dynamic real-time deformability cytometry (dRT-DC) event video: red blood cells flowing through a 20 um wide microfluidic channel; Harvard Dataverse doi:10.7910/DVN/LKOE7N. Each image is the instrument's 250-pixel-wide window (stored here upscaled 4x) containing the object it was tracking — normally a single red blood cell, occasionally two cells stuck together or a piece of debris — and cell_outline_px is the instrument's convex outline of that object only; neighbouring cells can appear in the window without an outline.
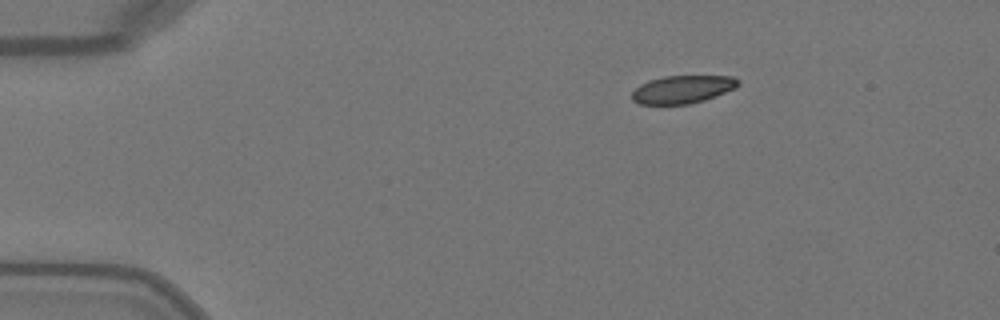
{"species": "Egyptian fruit bat (a non-hibernating species)", "species_latin": "Rousettus aegyptiacus", "temperature_condition": "warm", "stored_images_in_passage": 43, "camera_frame_rate_fps": 3000, "um_per_image_px": 0.085, "animal": {"sex": "female"}, "frame": {"image": 1, "passage_image": 1, "time_ms": 0.0, "image_size_px": [1000, 320], "cell_outline_px": [[740, 84], [736, 88], [704, 100], [688, 104], [640, 104], [632, 100], [632, 92], [640, 84], [648, 80], [664, 76], [732, 76], [740, 80]], "centroid_in_image_um": [58.02, 7.59], "position_along_channel_um": 27.0, "area_um2": 17.28}}
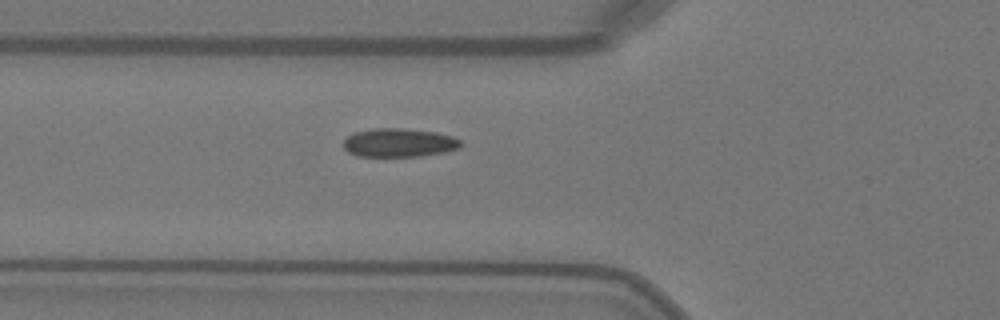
{"frame": {"image": 2, "passage_image": 11, "time_ms": 3.333, "image_size_px": [1000, 320], "cell_outline_px": [[464, 144], [460, 148], [444, 152], [420, 156], [356, 156], [348, 152], [344, 148], [344, 140], [348, 136], [356, 132], [372, 128], [404, 128], [436, 132], [452, 136], [460, 140]], "centroid_in_image_um": [33.94, 12.13], "position_along_channel_um": 91.9, "area_um2": 19.65}}
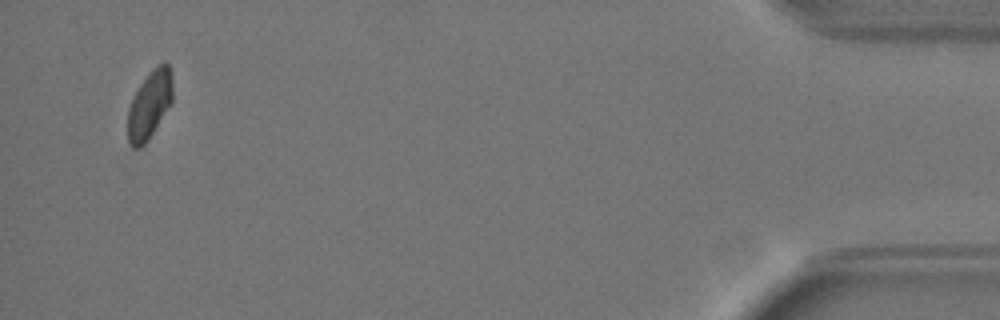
{"frame": {"image": 3, "passage_image": 41, "time_ms": 13.333, "image_size_px": [1000, 320], "cell_outline_px": [[172, 100], [148, 140], [140, 148], [132, 148], [128, 140], [128, 108], [140, 84], [152, 68], [156, 64], [164, 60], [168, 64], [172, 72]], "centroid_in_image_um": [12.71, 8.86], "position_along_channel_um": 422.5, "area_um2": 17.69}, "authors_computed_cell_mechanics": {"area_um2": 19.5364, "velocity_mm_per_s": 4.0729, "shape_relaxation_time_tau1_ms": 10.3555, "shape_relaxation_time_tau2_ms": null, "deformation_change_tau1": 0.1971, "deformation_change_tau2": null}}